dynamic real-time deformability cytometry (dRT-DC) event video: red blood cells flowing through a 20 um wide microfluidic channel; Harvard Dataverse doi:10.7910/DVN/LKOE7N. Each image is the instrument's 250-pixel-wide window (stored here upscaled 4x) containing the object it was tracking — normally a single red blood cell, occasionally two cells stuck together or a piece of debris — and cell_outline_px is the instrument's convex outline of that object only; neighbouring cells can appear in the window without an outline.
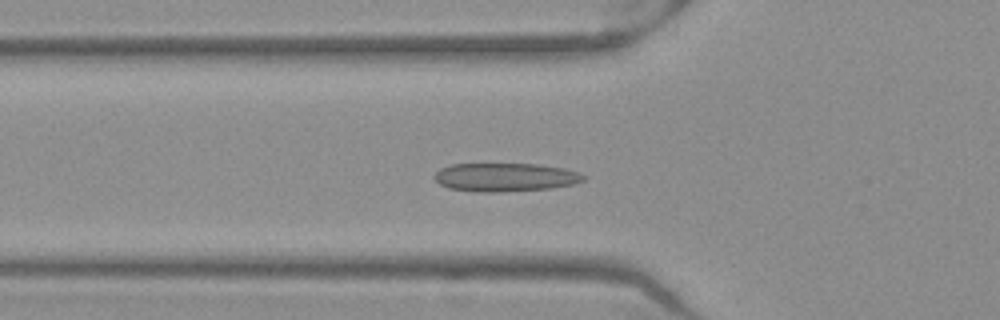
{"species": "Egyptian fruit bat (a non-hibernating species)", "species_latin": "Rousettus aegyptiacus", "temperature_condition": "warm", "stored_images_in_passage": 52, "camera_frame_rate_fps": 3000, "um_per_image_px": 0.085, "frame": {"image": 1, "passage_image": 18, "time_ms": 5.667, "image_size_px": [1000, 320], "cell_outline_px": [[588, 176], [584, 180], [576, 184], [552, 188], [496, 192], [476, 192], [448, 188], [440, 184], [432, 176], [440, 168], [452, 164], [536, 164], [564, 168], [580, 172]], "centroid_in_image_um": [42.97, 15.06], "position_along_channel_um": 82.8, "area_um2": 24.97}}
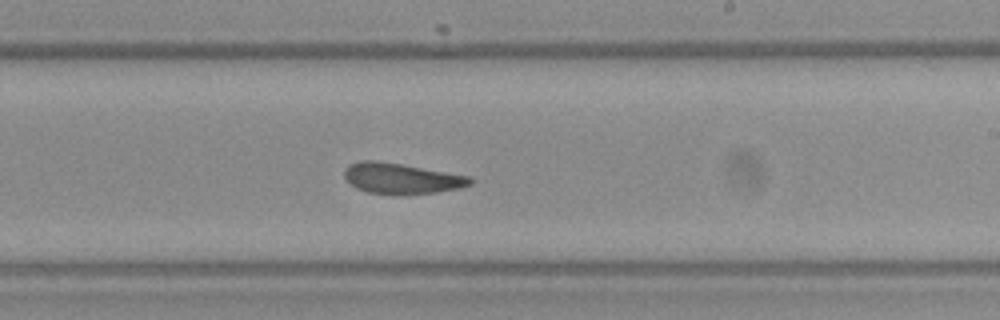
{"frame": {"image": 2, "passage_image": 31, "time_ms": 10.0, "image_size_px": [1000, 320], "cell_outline_px": [[476, 180], [472, 184], [460, 188], [436, 192], [368, 192], [356, 188], [344, 176], [344, 168], [348, 164], [360, 160], [376, 160], [472, 176]], "centroid_in_image_um": [34.15, 15.12], "position_along_channel_um": 254.8, "area_um2": 21.91}}
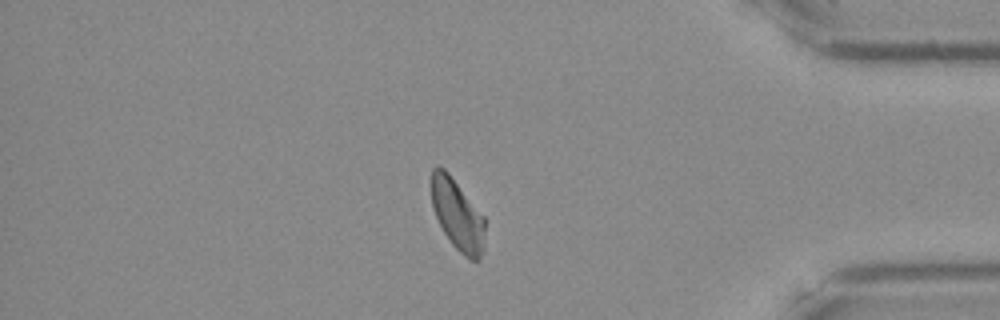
{"frame": {"image": 3, "passage_image": 44, "time_ms": 14.333, "image_size_px": [1000, 320], "cell_outline_px": [[484, 252], [480, 260], [468, 260], [452, 244], [444, 232], [436, 216], [432, 204], [428, 184], [432, 168], [436, 164], [444, 168], [448, 172], [484, 216]], "centroid_in_image_um": [38.85, 18.22], "position_along_channel_um": 396.4, "area_um2": 22.6}, "authors_computed_cell_mechanics": {"area_um2": 23.0622, "velocity_mm_per_s": 3.9526, "shape_relaxation_time_tau1_ms": null, "shape_relaxation_time_tau2_ms": 2.1039, "deformation_change_tau1": null, "deformation_change_tau2": 0.0805}}